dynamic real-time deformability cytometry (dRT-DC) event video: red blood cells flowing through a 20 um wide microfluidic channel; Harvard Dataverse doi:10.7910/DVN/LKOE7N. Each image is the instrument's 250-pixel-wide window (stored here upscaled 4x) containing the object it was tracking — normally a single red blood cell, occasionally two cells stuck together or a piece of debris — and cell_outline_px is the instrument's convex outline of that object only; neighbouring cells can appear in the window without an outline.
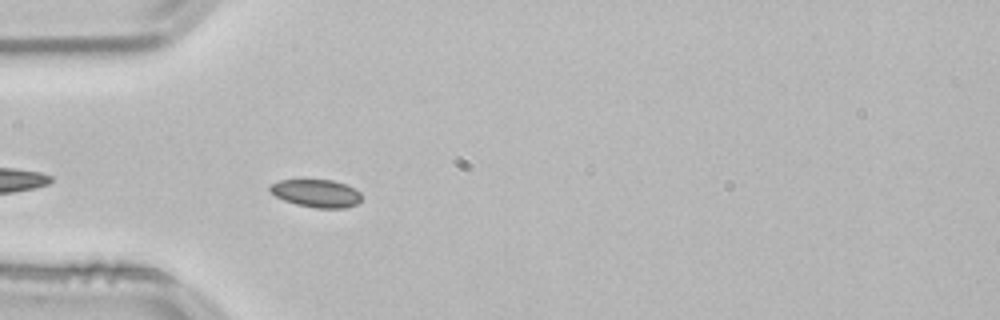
{"species": "common noctule bat (a hibernating species)", "species_latin": "Nyctalus noctula", "temperature_condition": "room temperature", "stored_images_in_passage": 28, "camera_frame_rate_fps": 3000, "um_per_image_px": 0.085, "animal": {"sex": "male", "body_mass_g": 21.5, "forearm_length_mm": 52.0}, "frame": {"image": 1, "passage_image": 4, "time_ms": 1.0, "image_size_px": [1000, 320], "cell_outline_px": [[360, 200], [356, 204], [344, 208], [316, 208], [296, 204], [284, 200], [268, 192], [268, 184], [280, 180], [332, 180], [344, 184], [360, 192]], "centroid_in_image_um": [26.82, 16.43], "position_along_channel_um": 58.2, "area_um2": 14.8}}
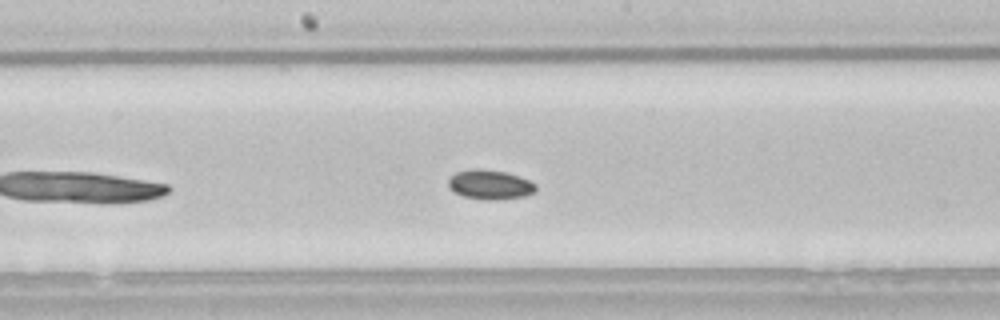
{"frame": {"image": 2, "passage_image": 16, "time_ms": 5.0, "image_size_px": [1000, 320], "cell_outline_px": [[536, 192], [524, 196], [496, 200], [488, 200], [464, 196], [456, 192], [448, 184], [448, 180], [456, 172], [472, 168], [476, 168], [504, 172], [520, 176], [536, 184]], "centroid_in_image_um": [41.68, 15.69], "position_along_channel_um": 206.5, "area_um2": 14.85}}
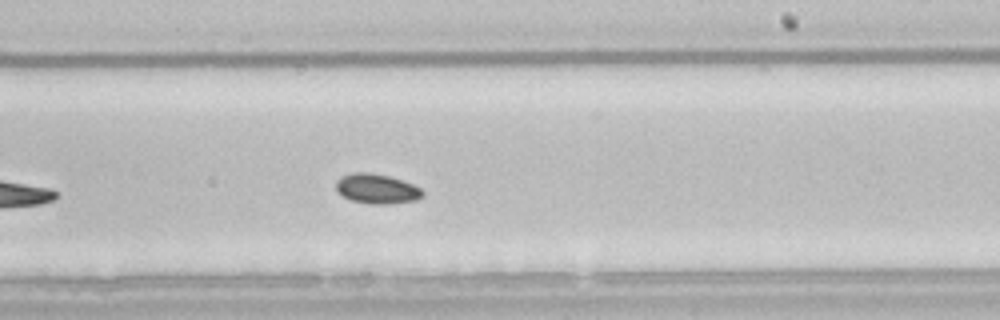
{"frame": {"image": 3, "passage_image": 20, "time_ms": 6.333, "image_size_px": [1000, 320], "cell_outline_px": [[424, 196], [416, 200], [392, 204], [372, 204], [352, 200], [336, 192], [336, 180], [340, 176], [352, 172], [368, 172], [388, 176], [412, 184], [420, 188], [424, 192]], "centroid_in_image_um": [32.01, 16.04], "position_along_channel_um": 257.0, "area_um2": 15.09}}